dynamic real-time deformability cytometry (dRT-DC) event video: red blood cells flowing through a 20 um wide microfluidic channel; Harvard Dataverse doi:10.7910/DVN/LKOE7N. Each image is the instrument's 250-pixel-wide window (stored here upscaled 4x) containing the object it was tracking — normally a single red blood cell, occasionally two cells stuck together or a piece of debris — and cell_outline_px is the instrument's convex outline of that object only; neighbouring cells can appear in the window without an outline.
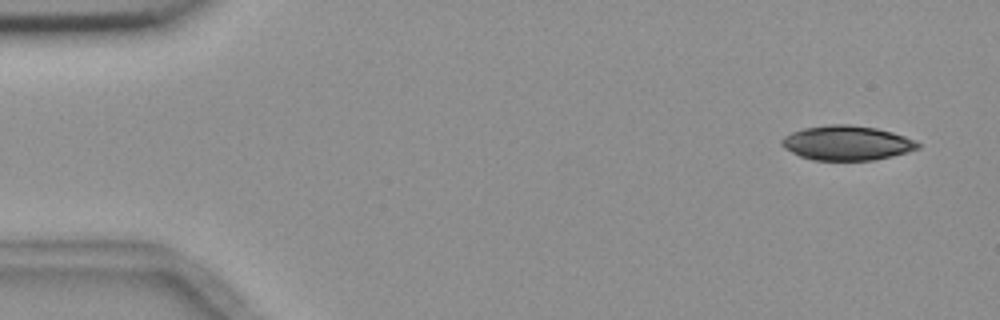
{"species": "common noctule bat (a hibernating species)", "species_latin": "Nyctalus noctula", "temperature_condition": "room temperature", "stored_images_in_passage": 4, "camera_frame_rate_fps": 3000, "um_per_image_px": 0.085, "animal": {"sex": "female", "body_mass_g": 18.4}, "frame": {"image": 1, "passage_image": 1, "time_ms": 0.0, "image_size_px": [1000, 320], "cell_outline_px": [[920, 148], [892, 156], [872, 160], [812, 160], [800, 156], [784, 148], [780, 144], [780, 140], [784, 136], [792, 132], [804, 128], [832, 124], [848, 124], [876, 128], [892, 132], [904, 136], [920, 144]], "centroid_in_image_um": [71.95, 12.15], "position_along_channel_um": 13.1, "area_um2": 27.28}}
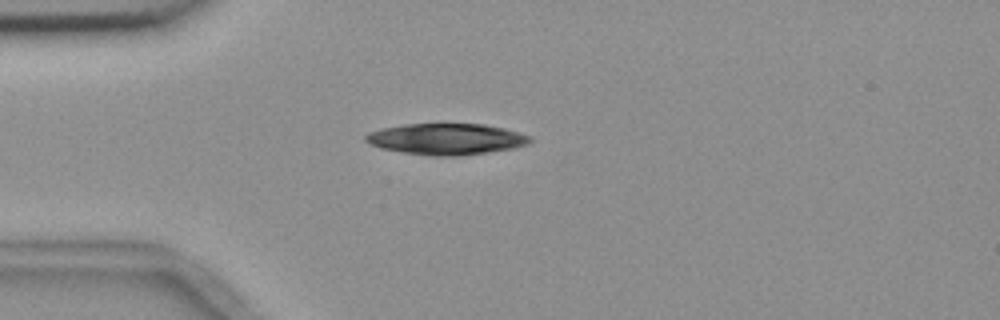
{"frame": {"image": 2, "passage_image": 3, "time_ms": 3.667, "image_size_px": [1000, 320], "cell_outline_px": [[532, 140], [528, 144], [512, 148], [488, 152], [456, 156], [432, 156], [404, 152], [380, 148], [364, 140], [364, 136], [368, 132], [380, 128], [404, 124], [484, 124], [504, 128], [532, 136]], "centroid_in_image_um": [37.93, 11.81], "position_along_channel_um": 47.1, "area_um2": 29.88}}